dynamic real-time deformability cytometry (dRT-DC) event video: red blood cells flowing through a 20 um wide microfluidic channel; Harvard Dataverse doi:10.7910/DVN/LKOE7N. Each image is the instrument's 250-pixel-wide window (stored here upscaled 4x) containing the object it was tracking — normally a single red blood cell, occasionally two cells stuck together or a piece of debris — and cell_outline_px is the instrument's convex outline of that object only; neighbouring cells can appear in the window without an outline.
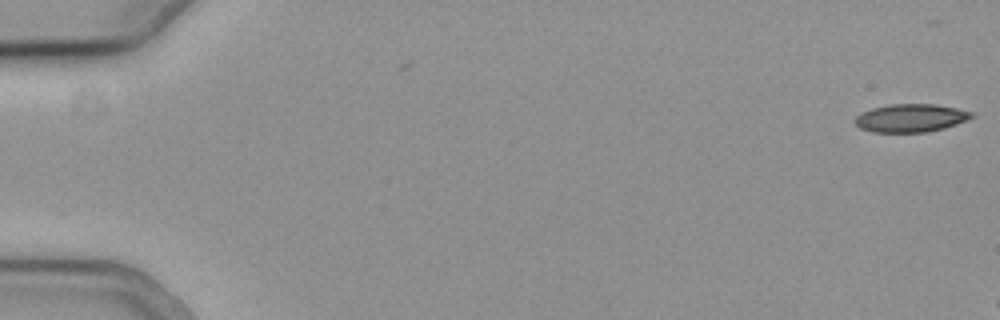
{"species": "common noctule bat (a hibernating species)", "species_latin": "Nyctalus noctula", "temperature_condition": "cold", "stored_images_in_passage": 7, "camera_frame_rate_fps": 3000, "um_per_image_px": 0.085, "animal": {"sex": "female", "body_mass_g": 19.3, "forearm_length_mm": 54.1}, "frame": {"image": 1, "passage_image": 1, "time_ms": 0.0, "image_size_px": [1000, 320], "cell_outline_px": [[976, 116], [956, 124], [944, 128], [928, 132], [872, 132], [860, 128], [852, 120], [860, 112], [872, 108], [892, 104], [936, 104], [956, 108], [972, 112]], "centroid_in_image_um": [77.39, 10.03], "position_along_channel_um": 7.6, "area_um2": 19.19}}